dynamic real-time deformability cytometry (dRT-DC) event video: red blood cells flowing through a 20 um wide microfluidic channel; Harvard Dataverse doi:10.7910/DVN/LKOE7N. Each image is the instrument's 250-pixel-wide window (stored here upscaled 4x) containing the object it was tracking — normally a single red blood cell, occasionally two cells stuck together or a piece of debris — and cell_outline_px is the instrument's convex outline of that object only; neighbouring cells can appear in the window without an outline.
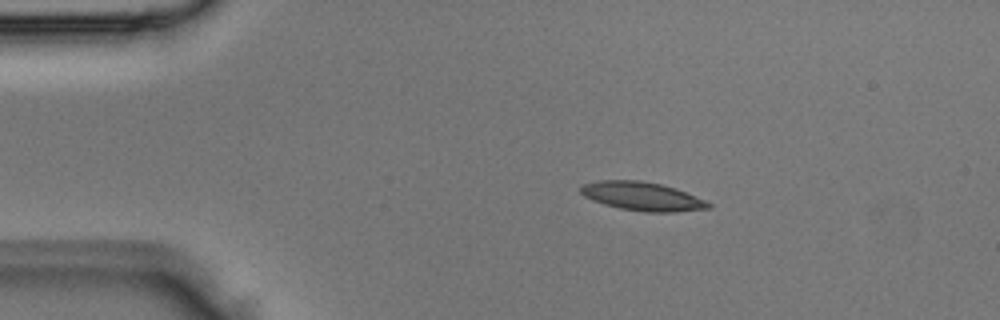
{"species": "Egyptian fruit bat (a non-hibernating species)", "species_latin": "Rousettus aegyptiacus", "temperature_condition": "room temperature", "stored_images_in_passage": 3, "camera_frame_rate_fps": 3000, "um_per_image_px": 0.085, "animal": {"sex": "male"}, "frame": {"image": 1, "passage_image": 1, "time_ms": 0.0, "image_size_px": [1000, 320], "cell_outline_px": [[712, 208], [676, 212], [644, 212], [620, 208], [604, 204], [592, 200], [584, 196], [580, 192], [580, 188], [584, 184], [596, 180], [640, 180], [660, 184], [676, 188], [704, 200], [712, 204]], "centroid_in_image_um": [54.59, 16.69], "position_along_channel_um": 30.4, "area_um2": 21.33}}